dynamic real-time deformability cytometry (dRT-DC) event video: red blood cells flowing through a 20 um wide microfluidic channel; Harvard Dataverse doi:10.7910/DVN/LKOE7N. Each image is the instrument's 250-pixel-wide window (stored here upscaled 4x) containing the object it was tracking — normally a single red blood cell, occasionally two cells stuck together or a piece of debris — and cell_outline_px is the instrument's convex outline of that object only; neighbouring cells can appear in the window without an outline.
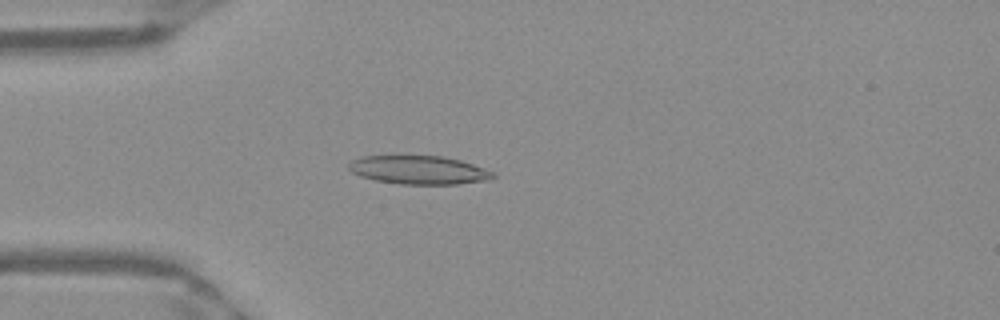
{"species": "Egyptian fruit bat (a non-hibernating species)", "species_latin": "Rousettus aegyptiacus", "temperature_condition": "warm", "stored_images_in_passage": 51, "camera_frame_rate_fps": 3000, "um_per_image_px": 0.085, "frame": {"image": 1, "passage_image": 14, "time_ms": 4.333, "image_size_px": [1000, 320], "cell_outline_px": [[496, 176], [488, 180], [456, 184], [400, 184], [376, 180], [360, 176], [352, 172], [348, 168], [348, 164], [352, 160], [364, 156], [444, 156], [460, 160], [472, 164], [492, 172]], "centroid_in_image_um": [35.58, 14.45], "position_along_channel_um": 49.4, "area_um2": 23.76}}
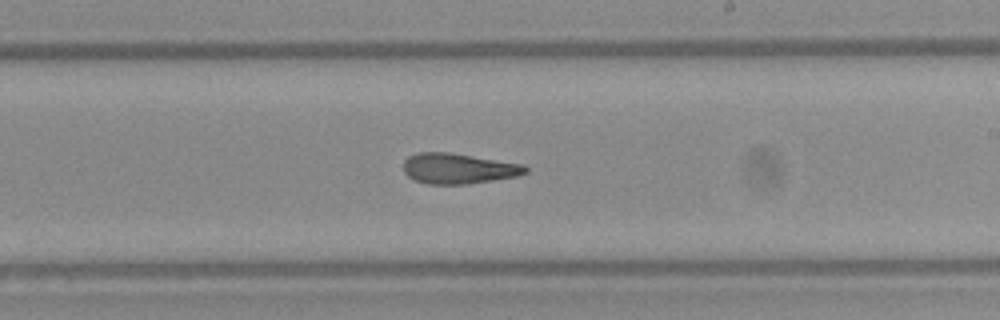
{"frame": {"image": 2, "passage_image": 30, "time_ms": 9.667, "image_size_px": [1000, 320], "cell_outline_px": [[528, 172], [516, 176], [468, 184], [428, 184], [416, 180], [408, 176], [404, 172], [404, 160], [408, 156], [420, 152], [448, 152], [524, 164], [528, 168]], "centroid_in_image_um": [38.96, 14.32], "position_along_channel_um": 250.0, "area_um2": 21.56}}
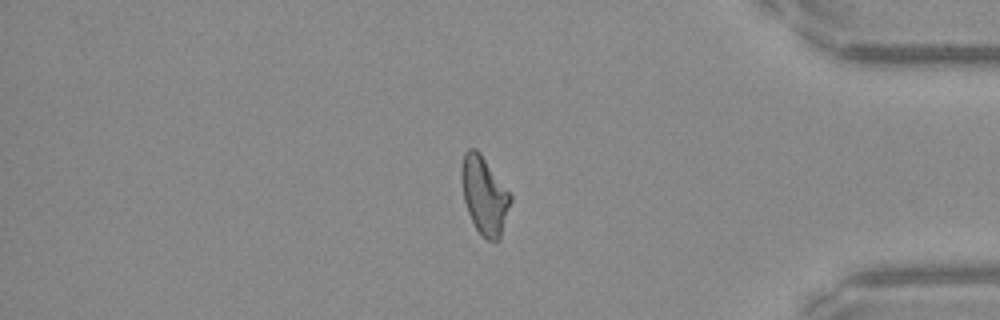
{"frame": {"image": 3, "passage_image": 43, "time_ms": 14.0, "image_size_px": [1000, 320], "cell_outline_px": [[512, 200], [500, 240], [488, 240], [476, 228], [468, 212], [464, 200], [460, 180], [460, 172], [464, 152], [468, 148], [476, 148], [480, 152], [512, 196]], "centroid_in_image_um": [41.16, 16.58], "position_along_channel_um": 394.0, "area_um2": 22.2}, "authors_computed_cell_mechanics": {"area_um2": 22.4264, "velocity_mm_per_s": 3.9679, "shape_relaxation_time_tau1_ms": null, "shape_relaxation_time_tau2_ms": 4.1481, "deformation_change_tau1": null, "deformation_change_tau2": 0.1419}}